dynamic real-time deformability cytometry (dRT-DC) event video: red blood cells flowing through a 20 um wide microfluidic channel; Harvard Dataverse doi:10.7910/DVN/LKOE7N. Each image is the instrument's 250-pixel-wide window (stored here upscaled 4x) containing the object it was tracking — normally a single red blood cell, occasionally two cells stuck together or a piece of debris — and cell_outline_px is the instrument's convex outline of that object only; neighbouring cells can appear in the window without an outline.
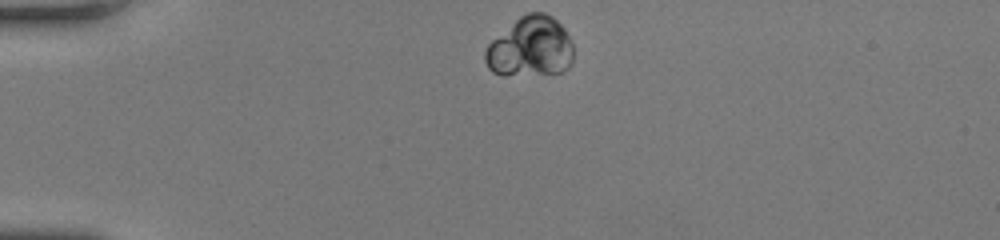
{"species": "human", "species_latin": "Homo sapiens", "temperature_condition": "room temperature", "stored_images_in_passage": 40, "camera_frame_rate_fps": 3000, "um_per_image_px": 0.085, "donor": {"sex": "female"}, "frame": {"image": 1, "passage_image": 1, "time_ms": 0.0, "image_size_px": [1000, 240], "cell_outline_px": [[572, 60], [568, 68], [560, 72], [504, 76], [492, 72], [488, 68], [484, 60], [484, 52], [488, 44], [492, 40], [520, 16], [528, 12], [544, 12], [552, 16], [564, 28], [572, 44]], "centroid_in_image_um": [45.05, 4.0], "position_along_channel_um": 39.9, "area_um2": 30.87}}
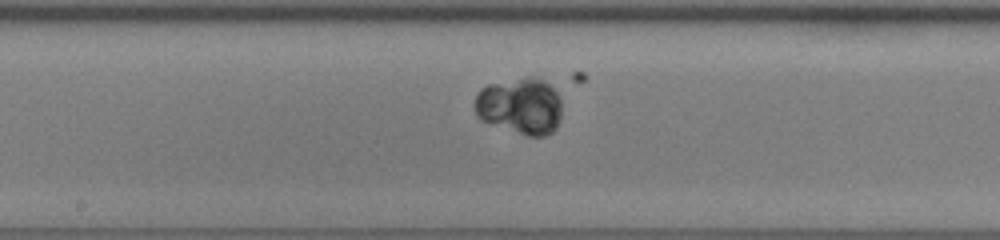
{"frame": {"image": 2, "passage_image": 17, "time_ms": 5.333, "image_size_px": [1000, 240], "cell_outline_px": [[560, 116], [556, 128], [552, 132], [544, 136], [528, 136], [480, 120], [476, 112], [476, 92], [480, 88], [488, 84], [528, 76], [532, 76], [544, 80], [556, 88], [560, 100]], "centroid_in_image_um": [44.22, 8.99], "position_along_channel_um": 204.0, "area_um2": 28.84}}
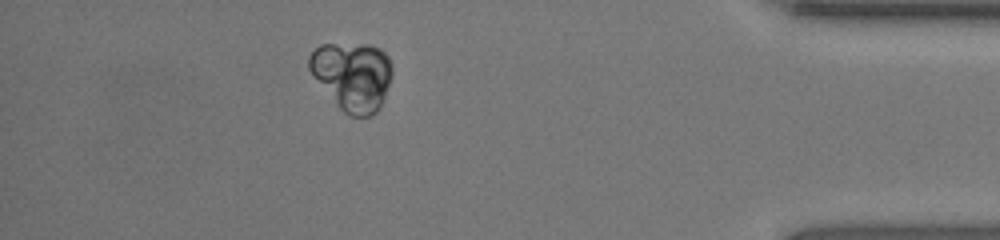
{"frame": {"image": 3, "passage_image": 35, "time_ms": 11.333, "image_size_px": [1000, 240], "cell_outline_px": [[392, 76], [384, 96], [376, 112], [368, 116], [352, 116], [344, 112], [340, 108], [308, 68], [308, 56], [320, 44], [368, 44], [380, 48], [388, 56], [392, 64]], "centroid_in_image_um": [29.97, 6.42], "position_along_channel_um": 405.2, "area_um2": 32.77}}